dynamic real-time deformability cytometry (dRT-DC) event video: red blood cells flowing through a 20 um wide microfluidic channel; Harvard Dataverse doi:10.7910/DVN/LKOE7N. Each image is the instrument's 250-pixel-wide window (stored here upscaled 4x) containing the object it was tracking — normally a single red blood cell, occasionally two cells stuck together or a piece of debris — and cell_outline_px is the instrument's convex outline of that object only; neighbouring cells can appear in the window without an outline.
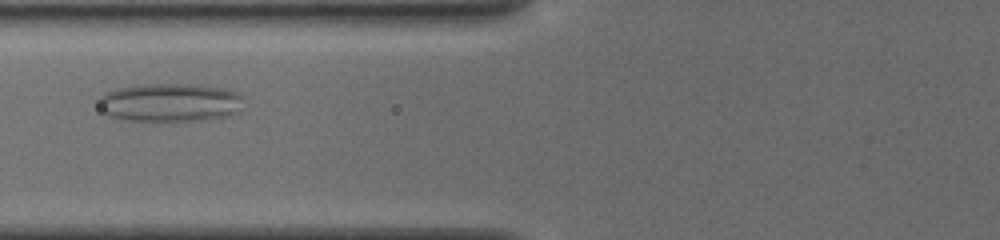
{"species": "common noctule bat (a hibernating species)", "species_latin": "Nyctalus noctula", "temperature_condition": "cold", "stored_images_in_passage": 38, "camera_frame_rate_fps": 3000, "um_per_image_px": 0.085, "animal": {"sex": "female", "body_mass_g": 19.5, "forearm_length_mm": 54.1}, "frame": {"image": 1, "passage_image": 6, "time_ms": 1.667, "image_size_px": [1000, 240], "cell_outline_px": [[240, 112], [228, 116], [204, 120], [132, 120], [112, 116], [104, 112], [100, 108], [100, 96], [104, 92], [116, 88], [152, 84], [188, 84], [220, 88], [232, 92], [240, 96]], "centroid_in_image_um": [14.43, 8.71], "position_along_channel_um": 111.4, "area_um2": 31.73}}
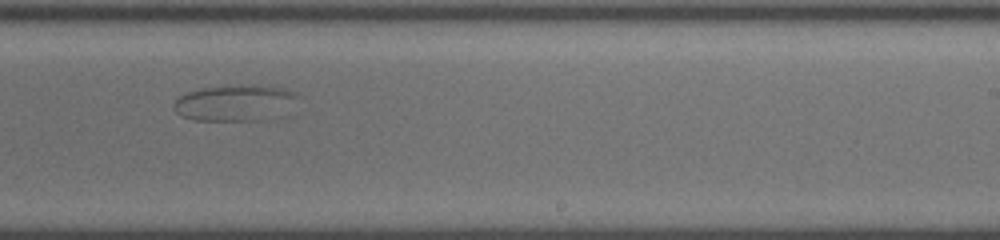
{"frame": {"image": 2, "passage_image": 19, "time_ms": 6.0, "image_size_px": [1000, 240], "cell_outline_px": [[296, 96], [260, 120], [192, 120], [176, 112], [172, 104], [180, 96], [188, 92], [200, 88], [244, 84], [256, 84], [280, 88], [296, 92]], "centroid_in_image_um": [19.73, 8.7], "position_along_channel_um": 269.3, "area_um2": 24.62}}
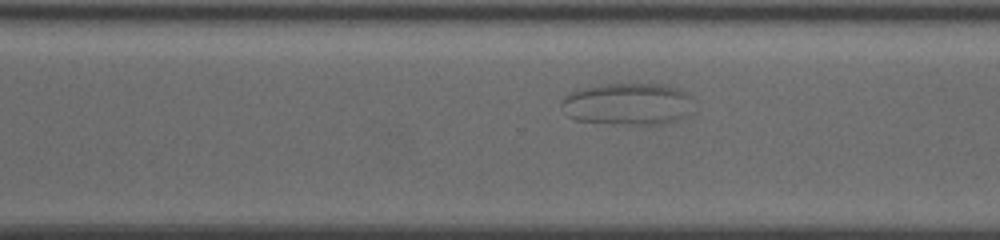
{"frame": {"image": 3, "passage_image": 23, "time_ms": 7.333, "image_size_px": [1000, 240], "cell_outline_px": [[684, 96], [676, 116], [672, 120], [664, 124], [628, 124], [576, 120], [568, 116], [560, 104], [572, 92], [580, 88], [600, 84], [664, 84], [676, 88], [684, 92]], "centroid_in_image_um": [53.09, 8.81], "position_along_channel_um": 317.5, "area_um2": 30.23}}